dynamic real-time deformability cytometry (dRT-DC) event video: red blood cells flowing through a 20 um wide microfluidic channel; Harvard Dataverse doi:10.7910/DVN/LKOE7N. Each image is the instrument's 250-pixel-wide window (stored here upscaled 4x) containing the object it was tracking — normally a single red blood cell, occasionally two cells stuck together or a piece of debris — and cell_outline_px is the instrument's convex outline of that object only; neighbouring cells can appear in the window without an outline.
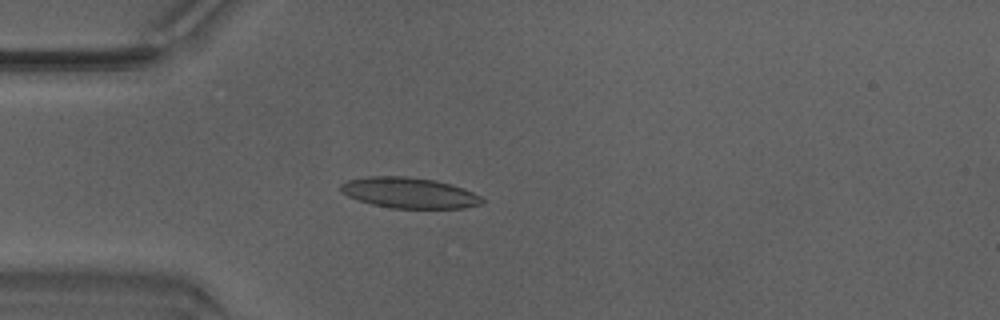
{"species": "Egyptian fruit bat (a non-hibernating species)", "species_latin": "Rousettus aegyptiacus", "temperature_condition": "warm", "stored_images_in_passage": 48, "camera_frame_rate_fps": 3000, "um_per_image_px": 0.085, "animal": {"sex": "male"}, "frame": {"image": 1, "passage_image": 13, "time_ms": 4.0, "image_size_px": [1000, 320], "cell_outline_px": [[484, 200], [480, 204], [464, 208], [392, 208], [372, 204], [348, 196], [340, 192], [340, 184], [348, 180], [368, 176], [408, 176], [436, 180], [452, 184], [464, 188], [480, 196]], "centroid_in_image_um": [34.78, 16.38], "position_along_channel_um": 50.2, "area_um2": 25.32}}
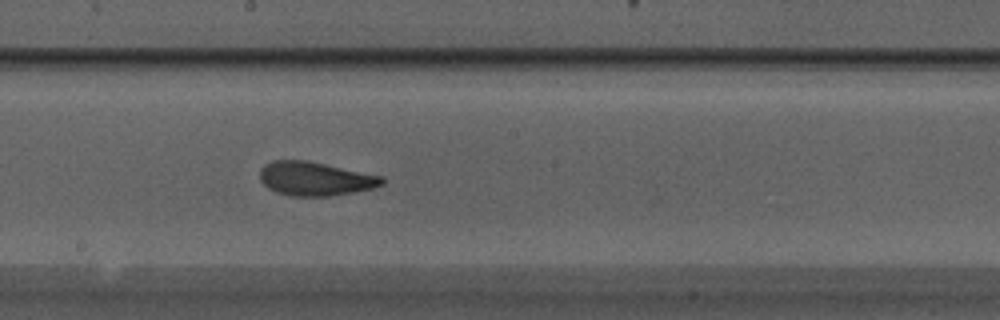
{"frame": {"image": 2, "passage_image": 26, "time_ms": 8.333, "image_size_px": [1000, 320], "cell_outline_px": [[384, 184], [372, 188], [352, 192], [328, 196], [292, 196], [276, 192], [268, 188], [260, 180], [260, 168], [264, 164], [272, 160], [308, 160], [384, 176]], "centroid_in_image_um": [26.78, 15.18], "position_along_channel_um": 221.4, "area_um2": 24.22}}
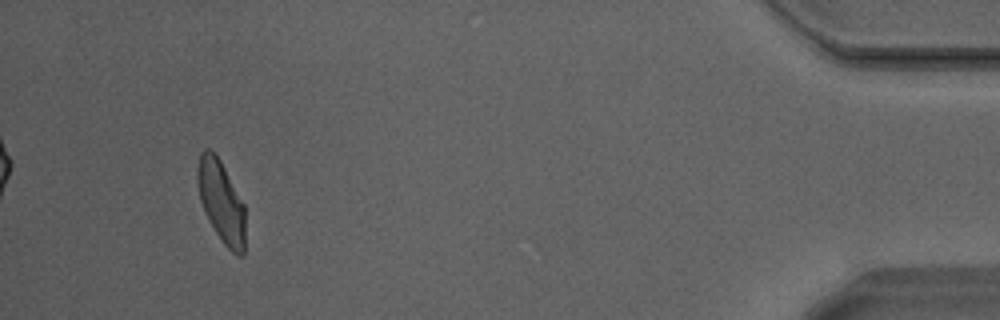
{"frame": {"image": 3, "passage_image": 45, "time_ms": 14.667, "image_size_px": [1000, 320], "cell_outline_px": [[244, 252], [240, 256], [236, 256], [224, 244], [208, 220], [200, 200], [196, 180], [196, 168], [200, 152], [204, 148], [208, 148], [220, 160], [244, 204]], "centroid_in_image_um": [18.77, 17.12], "position_along_channel_um": 416.4, "area_um2": 22.72}, "authors_computed_cell_mechanics": {"area_um2": 24.1893, "velocity_mm_per_s": 4.2166, "shape_relaxation_time_tau1_ms": 3.5303, "shape_relaxation_time_tau2_ms": 1.2388, "deformation_change_tau1": 0.1581, "deformation_change_tau2": 0.0817}}